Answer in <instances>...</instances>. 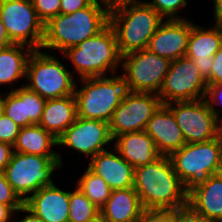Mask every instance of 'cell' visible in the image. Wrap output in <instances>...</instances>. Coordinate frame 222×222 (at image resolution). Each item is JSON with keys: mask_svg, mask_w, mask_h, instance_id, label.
I'll list each match as a JSON object with an SVG mask.
<instances>
[{"mask_svg": "<svg viewBox=\"0 0 222 222\" xmlns=\"http://www.w3.org/2000/svg\"><path fill=\"white\" fill-rule=\"evenodd\" d=\"M99 212L100 209L77 186L74 187L73 191L69 190L68 222H87Z\"/></svg>", "mask_w": 222, "mask_h": 222, "instance_id": "cell-27", "label": "cell"}, {"mask_svg": "<svg viewBox=\"0 0 222 222\" xmlns=\"http://www.w3.org/2000/svg\"><path fill=\"white\" fill-rule=\"evenodd\" d=\"M80 83L81 87H78ZM126 91L124 78L119 73L77 79L74 92L77 116L109 123Z\"/></svg>", "mask_w": 222, "mask_h": 222, "instance_id": "cell-5", "label": "cell"}, {"mask_svg": "<svg viewBox=\"0 0 222 222\" xmlns=\"http://www.w3.org/2000/svg\"><path fill=\"white\" fill-rule=\"evenodd\" d=\"M174 171L189 193L211 175L222 172V140L219 137L200 143H186L170 156Z\"/></svg>", "mask_w": 222, "mask_h": 222, "instance_id": "cell-6", "label": "cell"}, {"mask_svg": "<svg viewBox=\"0 0 222 222\" xmlns=\"http://www.w3.org/2000/svg\"><path fill=\"white\" fill-rule=\"evenodd\" d=\"M182 131L185 143H200L219 137L218 117L204 99L167 104Z\"/></svg>", "mask_w": 222, "mask_h": 222, "instance_id": "cell-12", "label": "cell"}, {"mask_svg": "<svg viewBox=\"0 0 222 222\" xmlns=\"http://www.w3.org/2000/svg\"><path fill=\"white\" fill-rule=\"evenodd\" d=\"M182 209H144L139 222H181Z\"/></svg>", "mask_w": 222, "mask_h": 222, "instance_id": "cell-31", "label": "cell"}, {"mask_svg": "<svg viewBox=\"0 0 222 222\" xmlns=\"http://www.w3.org/2000/svg\"><path fill=\"white\" fill-rule=\"evenodd\" d=\"M124 1H137V0H109V4L113 5Z\"/></svg>", "mask_w": 222, "mask_h": 222, "instance_id": "cell-46", "label": "cell"}, {"mask_svg": "<svg viewBox=\"0 0 222 222\" xmlns=\"http://www.w3.org/2000/svg\"><path fill=\"white\" fill-rule=\"evenodd\" d=\"M33 49L23 44H12L8 48L0 50V85L10 86V91L14 82L18 83L20 79H26L27 61Z\"/></svg>", "mask_w": 222, "mask_h": 222, "instance_id": "cell-25", "label": "cell"}, {"mask_svg": "<svg viewBox=\"0 0 222 222\" xmlns=\"http://www.w3.org/2000/svg\"><path fill=\"white\" fill-rule=\"evenodd\" d=\"M213 24L222 29V0H213Z\"/></svg>", "mask_w": 222, "mask_h": 222, "instance_id": "cell-41", "label": "cell"}, {"mask_svg": "<svg viewBox=\"0 0 222 222\" xmlns=\"http://www.w3.org/2000/svg\"><path fill=\"white\" fill-rule=\"evenodd\" d=\"M22 212L23 214L21 217H17L18 214ZM15 220H14V219ZM18 218V219H17ZM20 218V219H19ZM17 220V221H16ZM43 222L32 210H30L25 204H23L19 209L14 211L12 216V222Z\"/></svg>", "mask_w": 222, "mask_h": 222, "instance_id": "cell-38", "label": "cell"}, {"mask_svg": "<svg viewBox=\"0 0 222 222\" xmlns=\"http://www.w3.org/2000/svg\"><path fill=\"white\" fill-rule=\"evenodd\" d=\"M181 222H218L211 218L199 216L192 212L188 207L182 209Z\"/></svg>", "mask_w": 222, "mask_h": 222, "instance_id": "cell-40", "label": "cell"}, {"mask_svg": "<svg viewBox=\"0 0 222 222\" xmlns=\"http://www.w3.org/2000/svg\"><path fill=\"white\" fill-rule=\"evenodd\" d=\"M218 124H219V126H222V115L218 116Z\"/></svg>", "mask_w": 222, "mask_h": 222, "instance_id": "cell-47", "label": "cell"}, {"mask_svg": "<svg viewBox=\"0 0 222 222\" xmlns=\"http://www.w3.org/2000/svg\"><path fill=\"white\" fill-rule=\"evenodd\" d=\"M219 129H220L219 136H220V138L222 140V126H219Z\"/></svg>", "mask_w": 222, "mask_h": 222, "instance_id": "cell-48", "label": "cell"}, {"mask_svg": "<svg viewBox=\"0 0 222 222\" xmlns=\"http://www.w3.org/2000/svg\"><path fill=\"white\" fill-rule=\"evenodd\" d=\"M80 176L75 185L100 209L109 199L112 189L102 177L96 175L88 167Z\"/></svg>", "mask_w": 222, "mask_h": 222, "instance_id": "cell-26", "label": "cell"}, {"mask_svg": "<svg viewBox=\"0 0 222 222\" xmlns=\"http://www.w3.org/2000/svg\"><path fill=\"white\" fill-rule=\"evenodd\" d=\"M14 91L5 93L3 103V114L9 117L20 128L26 127V109L25 101H22V86Z\"/></svg>", "mask_w": 222, "mask_h": 222, "instance_id": "cell-28", "label": "cell"}, {"mask_svg": "<svg viewBox=\"0 0 222 222\" xmlns=\"http://www.w3.org/2000/svg\"><path fill=\"white\" fill-rule=\"evenodd\" d=\"M12 44L13 43L10 41V39L6 33L4 24L0 19V50L8 48Z\"/></svg>", "mask_w": 222, "mask_h": 222, "instance_id": "cell-43", "label": "cell"}, {"mask_svg": "<svg viewBox=\"0 0 222 222\" xmlns=\"http://www.w3.org/2000/svg\"><path fill=\"white\" fill-rule=\"evenodd\" d=\"M204 100L217 117L221 115L222 110L217 106L221 105L222 107V82L208 84Z\"/></svg>", "mask_w": 222, "mask_h": 222, "instance_id": "cell-35", "label": "cell"}, {"mask_svg": "<svg viewBox=\"0 0 222 222\" xmlns=\"http://www.w3.org/2000/svg\"><path fill=\"white\" fill-rule=\"evenodd\" d=\"M49 53L33 50L27 61L24 86L46 100L73 95L77 81L75 72L70 71L56 53Z\"/></svg>", "mask_w": 222, "mask_h": 222, "instance_id": "cell-7", "label": "cell"}, {"mask_svg": "<svg viewBox=\"0 0 222 222\" xmlns=\"http://www.w3.org/2000/svg\"><path fill=\"white\" fill-rule=\"evenodd\" d=\"M4 97H5V93H2V94L0 93V116L3 114Z\"/></svg>", "mask_w": 222, "mask_h": 222, "instance_id": "cell-45", "label": "cell"}, {"mask_svg": "<svg viewBox=\"0 0 222 222\" xmlns=\"http://www.w3.org/2000/svg\"><path fill=\"white\" fill-rule=\"evenodd\" d=\"M164 20L145 0L111 5L109 24L116 33L121 56L146 49Z\"/></svg>", "mask_w": 222, "mask_h": 222, "instance_id": "cell-3", "label": "cell"}, {"mask_svg": "<svg viewBox=\"0 0 222 222\" xmlns=\"http://www.w3.org/2000/svg\"><path fill=\"white\" fill-rule=\"evenodd\" d=\"M194 22L193 20L185 56L194 61L207 84H211L213 56L222 45V29L214 25H209L208 28L199 26Z\"/></svg>", "mask_w": 222, "mask_h": 222, "instance_id": "cell-16", "label": "cell"}, {"mask_svg": "<svg viewBox=\"0 0 222 222\" xmlns=\"http://www.w3.org/2000/svg\"><path fill=\"white\" fill-rule=\"evenodd\" d=\"M55 184L41 187L24 204L43 222H68L69 191Z\"/></svg>", "mask_w": 222, "mask_h": 222, "instance_id": "cell-19", "label": "cell"}, {"mask_svg": "<svg viewBox=\"0 0 222 222\" xmlns=\"http://www.w3.org/2000/svg\"><path fill=\"white\" fill-rule=\"evenodd\" d=\"M170 63L169 59L147 49L122 56L121 75L126 89L131 92L159 94Z\"/></svg>", "mask_w": 222, "mask_h": 222, "instance_id": "cell-9", "label": "cell"}, {"mask_svg": "<svg viewBox=\"0 0 222 222\" xmlns=\"http://www.w3.org/2000/svg\"><path fill=\"white\" fill-rule=\"evenodd\" d=\"M13 152L11 144L0 142V172H3L9 164Z\"/></svg>", "mask_w": 222, "mask_h": 222, "instance_id": "cell-39", "label": "cell"}, {"mask_svg": "<svg viewBox=\"0 0 222 222\" xmlns=\"http://www.w3.org/2000/svg\"><path fill=\"white\" fill-rule=\"evenodd\" d=\"M61 0H32L39 19L46 24L50 19L60 14Z\"/></svg>", "mask_w": 222, "mask_h": 222, "instance_id": "cell-33", "label": "cell"}, {"mask_svg": "<svg viewBox=\"0 0 222 222\" xmlns=\"http://www.w3.org/2000/svg\"><path fill=\"white\" fill-rule=\"evenodd\" d=\"M0 203L9 205L14 211L24 204L7 181L4 172H0Z\"/></svg>", "mask_w": 222, "mask_h": 222, "instance_id": "cell-32", "label": "cell"}, {"mask_svg": "<svg viewBox=\"0 0 222 222\" xmlns=\"http://www.w3.org/2000/svg\"><path fill=\"white\" fill-rule=\"evenodd\" d=\"M94 0H61L60 14H71L89 6Z\"/></svg>", "mask_w": 222, "mask_h": 222, "instance_id": "cell-36", "label": "cell"}, {"mask_svg": "<svg viewBox=\"0 0 222 222\" xmlns=\"http://www.w3.org/2000/svg\"><path fill=\"white\" fill-rule=\"evenodd\" d=\"M112 142L109 123L77 116L75 122L58 139V146L70 148L91 159L99 152L111 148L109 145L113 146Z\"/></svg>", "mask_w": 222, "mask_h": 222, "instance_id": "cell-14", "label": "cell"}, {"mask_svg": "<svg viewBox=\"0 0 222 222\" xmlns=\"http://www.w3.org/2000/svg\"><path fill=\"white\" fill-rule=\"evenodd\" d=\"M88 161L87 167L102 177L112 190L133 187L134 167L123 159L113 146Z\"/></svg>", "mask_w": 222, "mask_h": 222, "instance_id": "cell-18", "label": "cell"}, {"mask_svg": "<svg viewBox=\"0 0 222 222\" xmlns=\"http://www.w3.org/2000/svg\"><path fill=\"white\" fill-rule=\"evenodd\" d=\"M62 168L58 156L13 152L3 171L13 190L25 202L41 187L54 183V172Z\"/></svg>", "mask_w": 222, "mask_h": 222, "instance_id": "cell-8", "label": "cell"}, {"mask_svg": "<svg viewBox=\"0 0 222 222\" xmlns=\"http://www.w3.org/2000/svg\"><path fill=\"white\" fill-rule=\"evenodd\" d=\"M56 147H58V139L40 125L34 124L20 129L13 150L40 156H58L60 164L63 166L64 161L61 154L53 150Z\"/></svg>", "mask_w": 222, "mask_h": 222, "instance_id": "cell-24", "label": "cell"}, {"mask_svg": "<svg viewBox=\"0 0 222 222\" xmlns=\"http://www.w3.org/2000/svg\"><path fill=\"white\" fill-rule=\"evenodd\" d=\"M222 82V45L213 56V65L211 70V84Z\"/></svg>", "mask_w": 222, "mask_h": 222, "instance_id": "cell-37", "label": "cell"}, {"mask_svg": "<svg viewBox=\"0 0 222 222\" xmlns=\"http://www.w3.org/2000/svg\"><path fill=\"white\" fill-rule=\"evenodd\" d=\"M191 28L192 21L189 19L164 20L146 49L170 61L185 57Z\"/></svg>", "mask_w": 222, "mask_h": 222, "instance_id": "cell-15", "label": "cell"}, {"mask_svg": "<svg viewBox=\"0 0 222 222\" xmlns=\"http://www.w3.org/2000/svg\"><path fill=\"white\" fill-rule=\"evenodd\" d=\"M207 86L194 61L185 56L171 61L158 96L162 104L204 99Z\"/></svg>", "mask_w": 222, "mask_h": 222, "instance_id": "cell-11", "label": "cell"}, {"mask_svg": "<svg viewBox=\"0 0 222 222\" xmlns=\"http://www.w3.org/2000/svg\"><path fill=\"white\" fill-rule=\"evenodd\" d=\"M74 66L78 79L118 74L122 56L113 27L108 24L97 35L84 40L63 53Z\"/></svg>", "mask_w": 222, "mask_h": 222, "instance_id": "cell-4", "label": "cell"}, {"mask_svg": "<svg viewBox=\"0 0 222 222\" xmlns=\"http://www.w3.org/2000/svg\"><path fill=\"white\" fill-rule=\"evenodd\" d=\"M188 208L195 214L222 222V172L188 193Z\"/></svg>", "mask_w": 222, "mask_h": 222, "instance_id": "cell-20", "label": "cell"}, {"mask_svg": "<svg viewBox=\"0 0 222 222\" xmlns=\"http://www.w3.org/2000/svg\"><path fill=\"white\" fill-rule=\"evenodd\" d=\"M161 104L158 94L127 90L109 122L112 139L123 133L145 131Z\"/></svg>", "mask_w": 222, "mask_h": 222, "instance_id": "cell-13", "label": "cell"}, {"mask_svg": "<svg viewBox=\"0 0 222 222\" xmlns=\"http://www.w3.org/2000/svg\"><path fill=\"white\" fill-rule=\"evenodd\" d=\"M145 132L153 139L161 155L170 156L186 144L175 116L167 104H161L154 112Z\"/></svg>", "mask_w": 222, "mask_h": 222, "instance_id": "cell-17", "label": "cell"}, {"mask_svg": "<svg viewBox=\"0 0 222 222\" xmlns=\"http://www.w3.org/2000/svg\"><path fill=\"white\" fill-rule=\"evenodd\" d=\"M87 222H108L104 215L99 212L93 218H90Z\"/></svg>", "mask_w": 222, "mask_h": 222, "instance_id": "cell-44", "label": "cell"}, {"mask_svg": "<svg viewBox=\"0 0 222 222\" xmlns=\"http://www.w3.org/2000/svg\"><path fill=\"white\" fill-rule=\"evenodd\" d=\"M22 101H25L26 127L39 124L46 99L42 98L36 92L31 91L26 86H22Z\"/></svg>", "mask_w": 222, "mask_h": 222, "instance_id": "cell-29", "label": "cell"}, {"mask_svg": "<svg viewBox=\"0 0 222 222\" xmlns=\"http://www.w3.org/2000/svg\"><path fill=\"white\" fill-rule=\"evenodd\" d=\"M133 188L144 209H174L188 207V193L174 171L169 156L134 168Z\"/></svg>", "mask_w": 222, "mask_h": 222, "instance_id": "cell-1", "label": "cell"}, {"mask_svg": "<svg viewBox=\"0 0 222 222\" xmlns=\"http://www.w3.org/2000/svg\"><path fill=\"white\" fill-rule=\"evenodd\" d=\"M20 127L9 117L2 114L0 116V142L14 145L20 132Z\"/></svg>", "mask_w": 222, "mask_h": 222, "instance_id": "cell-34", "label": "cell"}, {"mask_svg": "<svg viewBox=\"0 0 222 222\" xmlns=\"http://www.w3.org/2000/svg\"><path fill=\"white\" fill-rule=\"evenodd\" d=\"M113 147L134 168L161 156L153 139L145 131L120 134L113 139Z\"/></svg>", "mask_w": 222, "mask_h": 222, "instance_id": "cell-21", "label": "cell"}, {"mask_svg": "<svg viewBox=\"0 0 222 222\" xmlns=\"http://www.w3.org/2000/svg\"><path fill=\"white\" fill-rule=\"evenodd\" d=\"M14 210L9 205L0 203V222H12Z\"/></svg>", "mask_w": 222, "mask_h": 222, "instance_id": "cell-42", "label": "cell"}, {"mask_svg": "<svg viewBox=\"0 0 222 222\" xmlns=\"http://www.w3.org/2000/svg\"><path fill=\"white\" fill-rule=\"evenodd\" d=\"M146 2L165 20L187 19L178 14L181 13L182 9H186L189 4L188 0H148Z\"/></svg>", "mask_w": 222, "mask_h": 222, "instance_id": "cell-30", "label": "cell"}, {"mask_svg": "<svg viewBox=\"0 0 222 222\" xmlns=\"http://www.w3.org/2000/svg\"><path fill=\"white\" fill-rule=\"evenodd\" d=\"M144 208L134 188L115 189L100 208L108 222H139Z\"/></svg>", "mask_w": 222, "mask_h": 222, "instance_id": "cell-23", "label": "cell"}, {"mask_svg": "<svg viewBox=\"0 0 222 222\" xmlns=\"http://www.w3.org/2000/svg\"><path fill=\"white\" fill-rule=\"evenodd\" d=\"M0 19L13 44L41 49L44 23L39 19L32 0H0Z\"/></svg>", "mask_w": 222, "mask_h": 222, "instance_id": "cell-10", "label": "cell"}, {"mask_svg": "<svg viewBox=\"0 0 222 222\" xmlns=\"http://www.w3.org/2000/svg\"><path fill=\"white\" fill-rule=\"evenodd\" d=\"M110 4L94 0L89 6L71 14H58L44 24L41 46L47 52L58 50L63 54L84 40L97 35L109 24Z\"/></svg>", "mask_w": 222, "mask_h": 222, "instance_id": "cell-2", "label": "cell"}, {"mask_svg": "<svg viewBox=\"0 0 222 222\" xmlns=\"http://www.w3.org/2000/svg\"><path fill=\"white\" fill-rule=\"evenodd\" d=\"M76 118L77 103L75 94H73L46 100L38 125L59 139L66 129L75 122Z\"/></svg>", "mask_w": 222, "mask_h": 222, "instance_id": "cell-22", "label": "cell"}]
</instances>
